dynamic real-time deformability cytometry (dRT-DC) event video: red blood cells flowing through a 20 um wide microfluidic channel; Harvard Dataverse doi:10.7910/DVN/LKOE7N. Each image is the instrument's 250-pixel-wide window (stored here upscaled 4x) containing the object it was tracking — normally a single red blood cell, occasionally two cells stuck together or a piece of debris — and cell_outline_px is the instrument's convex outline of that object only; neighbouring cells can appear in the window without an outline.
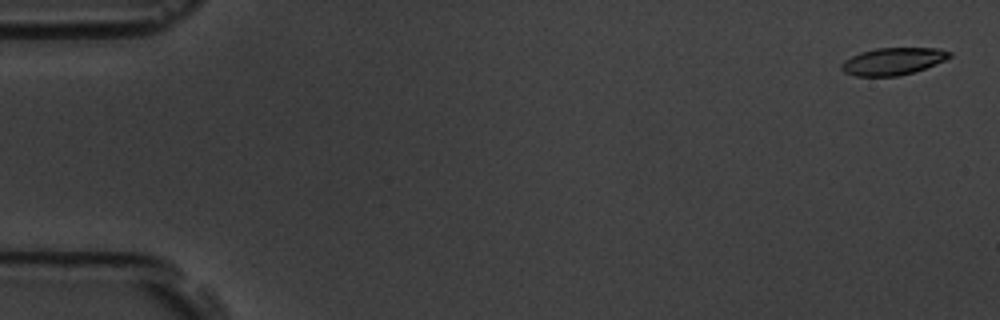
{"species": "common noctule bat (a hibernating species)", "species_latin": "Nyctalus noctula", "temperature_condition": "room temperature", "stored_images_in_passage": 5, "camera_frame_rate_fps": 3000, "um_per_image_px": 0.085, "animal": {"sex": "male", "body_mass_g": 19.5, "forearm_length_mm": 54.6}, "frame": {"image": 1, "passage_image": 1, "time_ms": 0.0, "image_size_px": [1000, 320], "cell_outline_px": [[952, 56], [944, 60], [924, 68], [900, 76], [856, 76], [844, 72], [840, 68], [840, 64], [844, 60], [860, 52], [876, 48], [940, 48], [952, 52]], "centroid_in_image_um": [75.88, 5.2], "position_along_channel_um": 9.1, "area_um2": 17.11}}
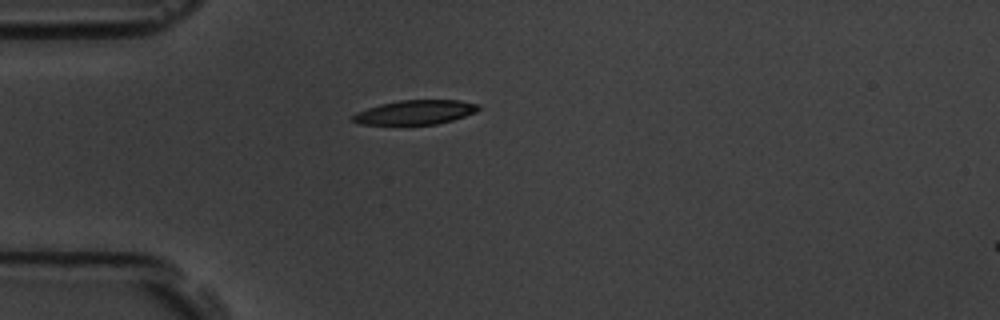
{"frame": {"image": 2, "passage_image": 5, "time_ms": 4.667, "image_size_px": [1000, 320], "cell_outline_px": [[480, 108], [476, 112], [452, 120], [436, 124], [360, 124], [352, 120], [352, 116], [356, 112], [380, 104], [400, 100], [460, 100], [480, 104]], "centroid_in_image_um": [35.32, 9.53], "position_along_channel_um": 49.7, "area_um2": 17.69}}